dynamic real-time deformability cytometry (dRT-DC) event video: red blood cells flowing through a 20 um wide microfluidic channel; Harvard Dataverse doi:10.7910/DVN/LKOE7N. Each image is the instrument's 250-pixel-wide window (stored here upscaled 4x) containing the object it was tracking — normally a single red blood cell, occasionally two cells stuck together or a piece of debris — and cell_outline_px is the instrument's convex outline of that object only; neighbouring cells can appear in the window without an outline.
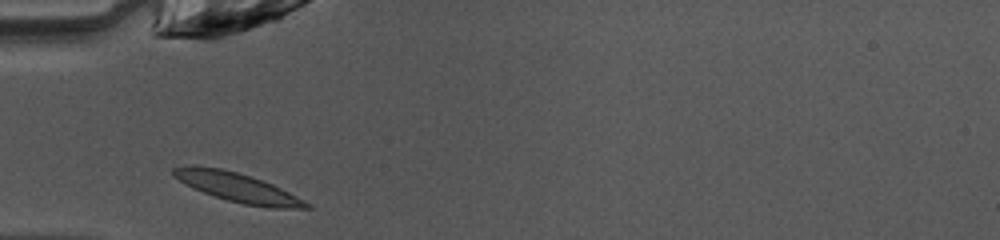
{"species": "common noctule bat (a hibernating species)", "species_latin": "Nyctalus noctula", "temperature_condition": "warm", "stored_images_in_passage": 27, "camera_frame_rate_fps": 3000, "um_per_image_px": 0.085, "animal": {"sex": "female", "body_mass_g": 10.0, "forearm_length_mm": 53.1}, "frame": {"image": 1, "passage_image": 1, "time_ms": 0.0, "image_size_px": [1000, 240], "cell_outline_px": [[312, 208], [272, 208], [244, 204], [228, 200], [204, 192], [184, 184], [172, 176], [172, 168], [192, 164], [220, 168], [236, 172], [272, 184], [312, 204]], "centroid_in_image_um": [20.14, 15.92], "position_along_channel_um": 64.9, "area_um2": 22.31}}
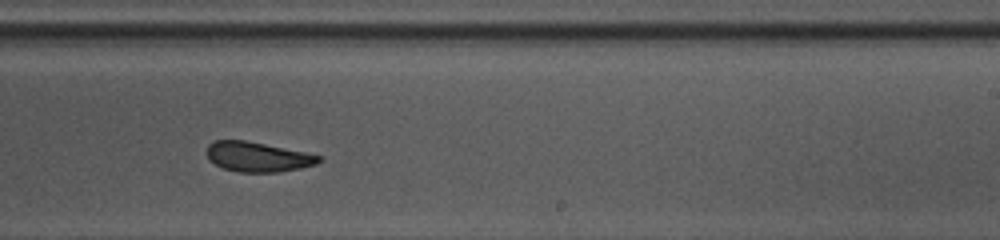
{"frame": {"image": 2, "passage_image": 16, "time_ms": 5.0, "image_size_px": [1000, 240], "cell_outline_px": [[324, 160], [316, 164], [300, 168], [276, 172], [236, 172], [224, 168], [208, 160], [208, 144], [216, 140], [244, 140], [324, 156]], "centroid_in_image_um": [21.93, 13.34], "position_along_channel_um": 267.1, "area_um2": 19.36}}
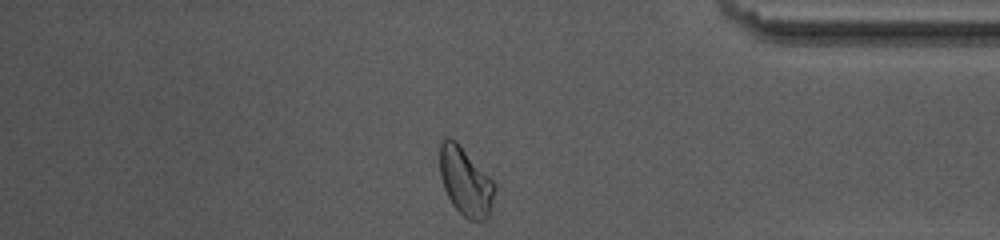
{"frame": {"image": 3, "passage_image": 27, "time_ms": 8.667, "image_size_px": [1000, 240], "cell_outline_px": [[496, 188], [492, 208], [488, 216], [484, 220], [468, 220], [452, 204], [444, 188], [440, 176], [440, 140], [444, 136], [448, 136], [456, 140], [460, 144], [496, 184]], "centroid_in_image_um": [39.57, 15.4], "position_along_channel_um": 395.6, "area_um2": 22.02}, "authors_computed_cell_mechanics": {"area_um2": 20.8658, "velocity_mm_per_s": 4.0653, "shape_relaxation_time_tau1_ms": 3.4257, "shape_relaxation_time_tau2_ms": 1.707, "deformation_change_tau1": 0.1045, "deformation_change_tau2": 0.0629}}